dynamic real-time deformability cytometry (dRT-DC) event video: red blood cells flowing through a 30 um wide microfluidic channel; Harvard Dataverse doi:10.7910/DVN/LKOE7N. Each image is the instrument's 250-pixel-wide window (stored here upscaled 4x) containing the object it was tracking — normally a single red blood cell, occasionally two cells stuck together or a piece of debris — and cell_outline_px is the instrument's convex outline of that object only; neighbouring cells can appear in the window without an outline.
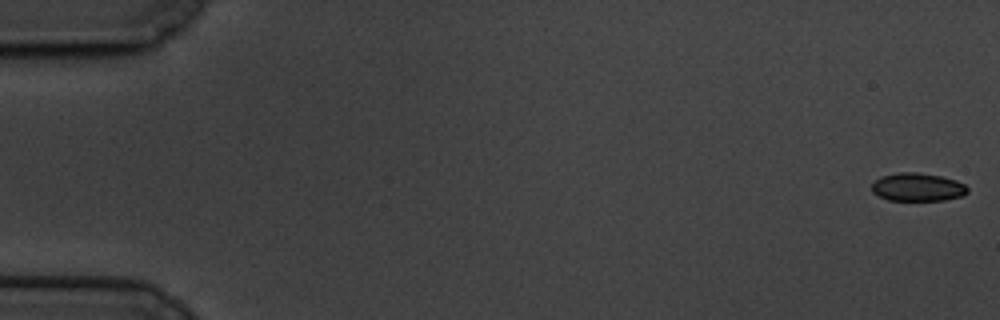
{"species": "common noctule bat (a hibernating species)", "species_latin": "Nyctalus noctula", "temperature_condition": "cold", "stored_images_in_passage": 60, "camera_frame_rate_fps": 3000, "um_per_image_px": 0.085, "animal": {"sex": "male", "body_mass_g": 19.5, "forearm_length_mm": 54.6}, "frame": {"image": 1, "passage_image": 1, "time_ms": 0.0, "image_size_px": [1000, 320], "cell_outline_px": [[968, 192], [964, 196], [944, 200], [888, 200], [872, 192], [872, 184], [880, 176], [900, 172], [916, 172], [940, 176], [956, 180], [964, 184], [968, 188]], "centroid_in_image_um": [78.01, 15.9], "position_along_channel_um": 7.0, "area_um2": 15.72}}
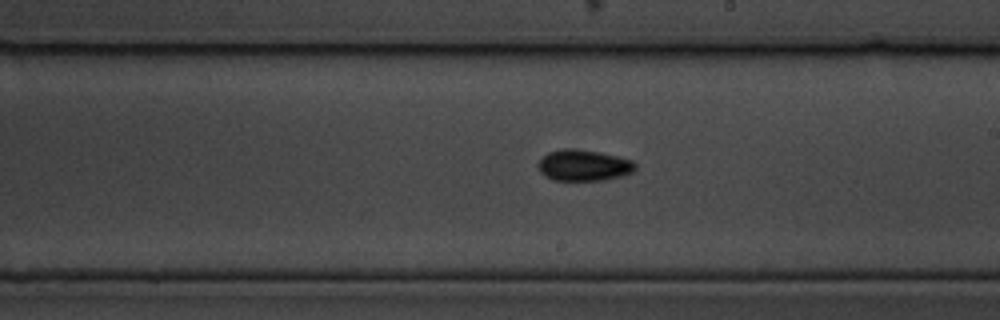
{"frame": {"image": 2, "passage_image": 35, "time_ms": 11.333, "image_size_px": [1000, 320], "cell_outline_px": [[636, 168], [632, 172], [620, 176], [604, 180], [552, 180], [544, 176], [540, 172], [536, 164], [548, 152], [564, 148], [572, 148], [600, 152], [632, 160], [636, 164]], "centroid_in_image_um": [49.58, 14.05], "position_along_channel_um": 239.4, "area_um2": 17.69}}
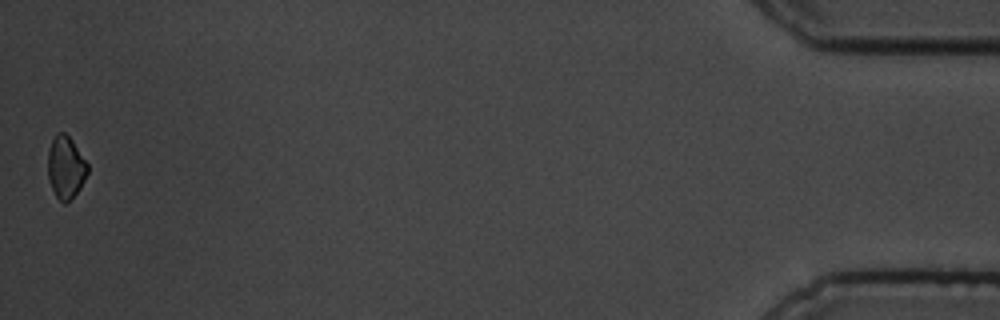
{"frame": {"image": 3, "passage_image": 60, "time_ms": 19.667, "image_size_px": [1000, 320], "cell_outline_px": [[88, 172], [80, 188], [64, 204], [56, 196], [52, 188], [48, 176], [48, 152], [52, 140], [56, 132], [64, 132], [72, 140], [88, 164]], "centroid_in_image_um": [5.58, 14.19], "position_along_channel_um": 429.6, "area_um2": 14.22}, "authors_computed_cell_mechanics": {"area_um2": 16.4441, "velocity_mm_per_s": 3.3594, "shape_relaxation_time_tau1_ms": 6.7693, "shape_relaxation_time_tau2_ms": 5.3041, "deformation_change_tau1": 0.0741, "deformation_change_tau2": 0.0582}}